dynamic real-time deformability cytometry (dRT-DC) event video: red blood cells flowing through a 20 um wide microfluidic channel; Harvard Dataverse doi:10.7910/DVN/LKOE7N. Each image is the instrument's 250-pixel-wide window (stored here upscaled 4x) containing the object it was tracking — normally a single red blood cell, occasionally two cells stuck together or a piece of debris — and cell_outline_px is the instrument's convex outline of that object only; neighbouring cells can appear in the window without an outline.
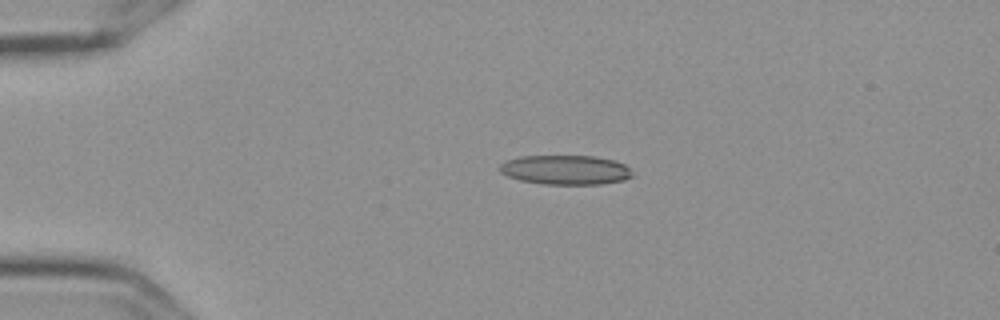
{"species": "Egyptian fruit bat (a non-hibernating species)", "species_latin": "Rousettus aegyptiacus", "temperature_condition": "cold", "stored_images_in_passage": 45, "camera_frame_rate_fps": 3000, "um_per_image_px": 0.085, "frame": {"image": 1, "passage_image": 1, "time_ms": 0.0, "image_size_px": [1000, 320], "cell_outline_px": [[632, 176], [624, 180], [600, 184], [540, 184], [520, 180], [508, 176], [500, 172], [500, 164], [504, 160], [520, 156], [592, 156], [612, 160], [624, 164], [628, 168]], "centroid_in_image_um": [48.01, 14.44], "position_along_channel_um": 37.0, "area_um2": 22.66}}
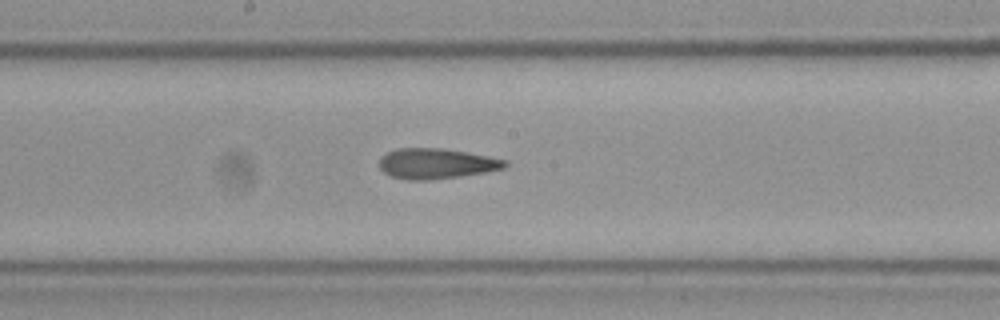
{"frame": {"image": 2, "passage_image": 19, "time_ms": 6.0, "image_size_px": [1000, 320], "cell_outline_px": [[508, 164], [504, 168], [484, 172], [460, 176], [428, 180], [404, 180], [388, 176], [380, 168], [380, 160], [388, 152], [396, 148], [440, 148], [488, 156], [508, 160]], "centroid_in_image_um": [37.07, 13.91], "position_along_channel_um": 211.1, "area_um2": 22.14}}
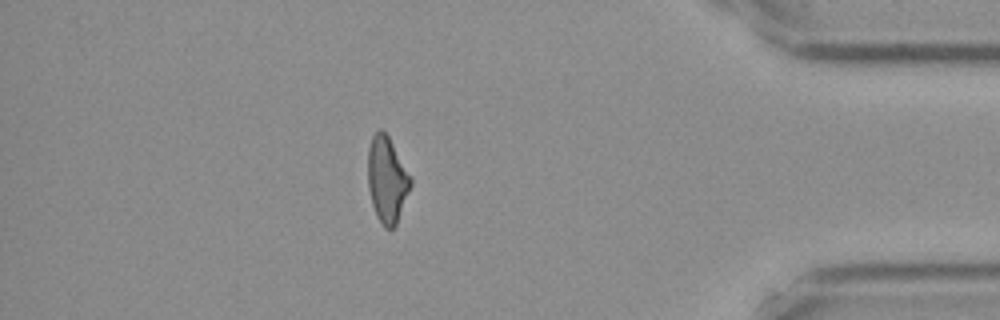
{"frame": {"image": 3, "passage_image": 38, "time_ms": 12.333, "image_size_px": [1000, 320], "cell_outline_px": [[412, 184], [396, 224], [392, 228], [384, 228], [376, 216], [372, 204], [368, 188], [368, 148], [372, 136], [380, 128], [388, 136], [412, 176]], "centroid_in_image_um": [32.9, 15.26], "position_along_channel_um": 402.3, "area_um2": 21.44}, "authors_computed_cell_mechanics": {"area_um2": 22.0218, "velocity_mm_per_s": 3.59, "shape_relaxation_time_tau1_ms": null, "shape_relaxation_time_tau2_ms": 3.6224, "deformation_change_tau1": null, "deformation_change_tau2": 0.137}}